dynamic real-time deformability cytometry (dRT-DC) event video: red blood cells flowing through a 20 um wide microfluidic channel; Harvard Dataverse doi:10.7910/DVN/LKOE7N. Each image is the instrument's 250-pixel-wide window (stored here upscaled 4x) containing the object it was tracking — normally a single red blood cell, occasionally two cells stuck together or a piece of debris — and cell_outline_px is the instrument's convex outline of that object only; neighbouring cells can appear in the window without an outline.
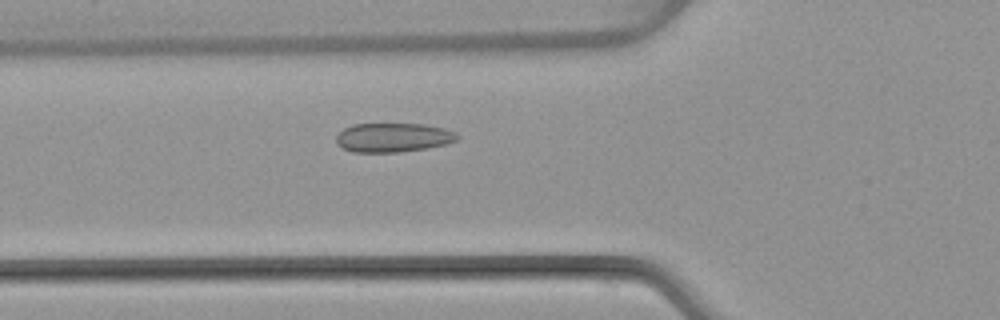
{"species": "common noctule bat (a hibernating species)", "species_latin": "Nyctalus noctula", "temperature_condition": "warm", "stored_images_in_passage": 49, "camera_frame_rate_fps": 3000, "um_per_image_px": 0.085, "animal": {"sex": "female", "body_mass_g": 22.7, "forearm_length_mm": 54.2}, "frame": {"image": 1, "passage_image": 16, "time_ms": 5.0, "image_size_px": [1000, 320], "cell_outline_px": [[460, 136], [456, 140], [444, 144], [428, 148], [400, 152], [352, 152], [336, 144], [336, 136], [344, 128], [352, 124], [424, 124], [444, 128], [456, 132]], "centroid_in_image_um": [33.41, 11.69], "position_along_channel_um": 92.4, "area_um2": 20.58}}
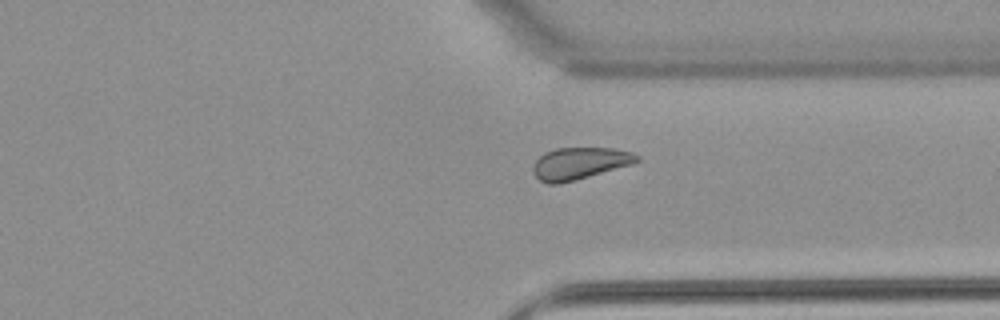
{"frame": {"image": 2, "passage_image": 36, "time_ms": 11.667, "image_size_px": [1000, 320], "cell_outline_px": [[640, 160], [632, 164], [576, 180], [556, 184], [548, 184], [540, 180], [532, 172], [532, 168], [536, 160], [544, 152], [556, 148], [616, 148], [632, 152], [640, 156]], "centroid_in_image_um": [49.27, 13.88], "position_along_channel_um": 362.1, "area_um2": 19.42}}
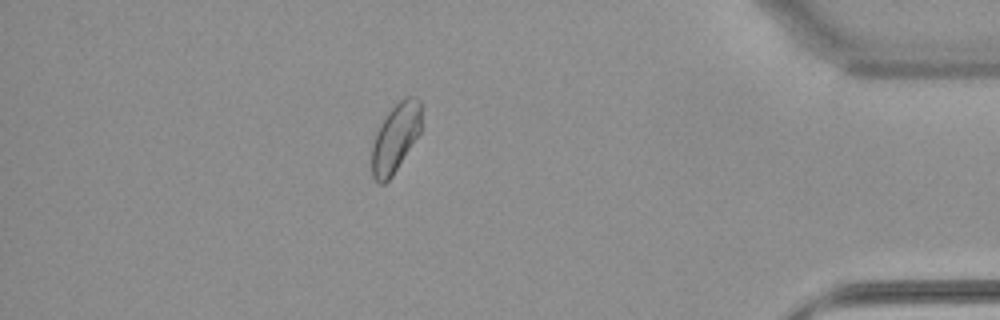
{"frame": {"image": 3, "passage_image": 42, "time_ms": 13.667, "image_size_px": [1000, 320], "cell_outline_px": [[420, 132], [392, 176], [384, 184], [380, 184], [372, 176], [372, 144], [376, 132], [380, 124], [388, 112], [404, 96], [416, 96], [420, 100]], "centroid_in_image_um": [33.6, 11.7], "position_along_channel_um": 401.6, "area_um2": 19.59}, "authors_computed_cell_mechanics": {"area_um2": 20.2878, "velocity_mm_per_s": 4.0373, "shape_relaxation_time_tau1_ms": 4.2296, "shape_relaxation_time_tau2_ms": 1.3552, "deformation_change_tau1": 0.0708, "deformation_change_tau2": 0.0515}}